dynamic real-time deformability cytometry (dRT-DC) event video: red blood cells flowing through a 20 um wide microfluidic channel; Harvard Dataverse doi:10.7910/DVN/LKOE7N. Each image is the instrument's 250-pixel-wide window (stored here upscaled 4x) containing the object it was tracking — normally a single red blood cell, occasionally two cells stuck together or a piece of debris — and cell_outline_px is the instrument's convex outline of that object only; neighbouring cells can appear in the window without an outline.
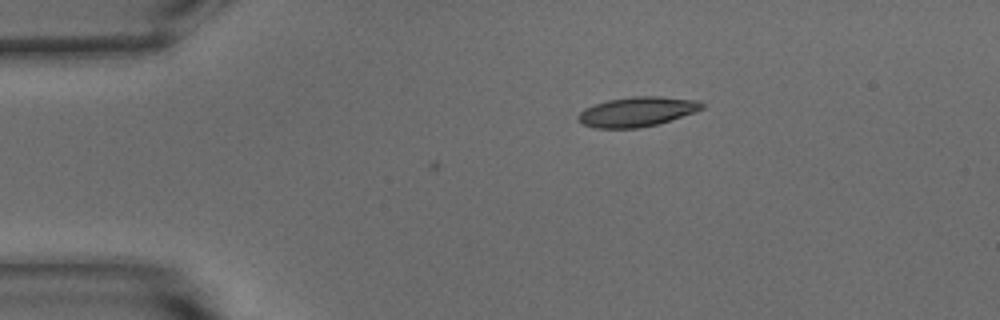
{"species": "common noctule bat (a hibernating species)", "species_latin": "Nyctalus noctula", "temperature_condition": "warm", "stored_images_in_passage": 4, "camera_frame_rate_fps": 3000, "um_per_image_px": 0.085, "animal": {"sex": "male", "body_mass_g": 15.6}, "frame": {"image": 1, "passage_image": 4, "time_ms": 1.0, "image_size_px": [1000, 320], "cell_outline_px": [[704, 108], [656, 124], [636, 128], [592, 128], [580, 124], [576, 120], [576, 116], [584, 108], [608, 100], [632, 96], [660, 96], [700, 100], [704, 104]], "centroid_in_image_um": [54.08, 9.49], "position_along_channel_um": 30.9, "area_um2": 21.39}}